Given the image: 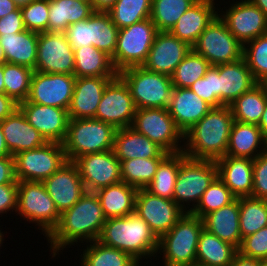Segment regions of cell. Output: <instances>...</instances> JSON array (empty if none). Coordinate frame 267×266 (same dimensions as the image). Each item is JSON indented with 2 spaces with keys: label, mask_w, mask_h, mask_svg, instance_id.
<instances>
[{
  "label": "cell",
  "mask_w": 267,
  "mask_h": 266,
  "mask_svg": "<svg viewBox=\"0 0 267 266\" xmlns=\"http://www.w3.org/2000/svg\"><path fill=\"white\" fill-rule=\"evenodd\" d=\"M75 80V75L33 71L27 101L68 110Z\"/></svg>",
  "instance_id": "cell-15"
},
{
  "label": "cell",
  "mask_w": 267,
  "mask_h": 266,
  "mask_svg": "<svg viewBox=\"0 0 267 266\" xmlns=\"http://www.w3.org/2000/svg\"><path fill=\"white\" fill-rule=\"evenodd\" d=\"M0 123L6 146L13 157L22 151L33 150L47 143L19 108Z\"/></svg>",
  "instance_id": "cell-23"
},
{
  "label": "cell",
  "mask_w": 267,
  "mask_h": 266,
  "mask_svg": "<svg viewBox=\"0 0 267 266\" xmlns=\"http://www.w3.org/2000/svg\"><path fill=\"white\" fill-rule=\"evenodd\" d=\"M16 215L29 223H34L47 237L58 225L60 213L47 193L43 182L18 181Z\"/></svg>",
  "instance_id": "cell-8"
},
{
  "label": "cell",
  "mask_w": 267,
  "mask_h": 266,
  "mask_svg": "<svg viewBox=\"0 0 267 266\" xmlns=\"http://www.w3.org/2000/svg\"><path fill=\"white\" fill-rule=\"evenodd\" d=\"M93 12L90 1L49 0L48 31L64 33L69 25L88 19Z\"/></svg>",
  "instance_id": "cell-33"
},
{
  "label": "cell",
  "mask_w": 267,
  "mask_h": 266,
  "mask_svg": "<svg viewBox=\"0 0 267 266\" xmlns=\"http://www.w3.org/2000/svg\"><path fill=\"white\" fill-rule=\"evenodd\" d=\"M0 45L7 63L22 65L35 70L38 33L24 30L20 33L0 35Z\"/></svg>",
  "instance_id": "cell-31"
},
{
  "label": "cell",
  "mask_w": 267,
  "mask_h": 266,
  "mask_svg": "<svg viewBox=\"0 0 267 266\" xmlns=\"http://www.w3.org/2000/svg\"><path fill=\"white\" fill-rule=\"evenodd\" d=\"M14 160L16 180L36 182H43L68 161L63 145L57 142L22 151Z\"/></svg>",
  "instance_id": "cell-12"
},
{
  "label": "cell",
  "mask_w": 267,
  "mask_h": 266,
  "mask_svg": "<svg viewBox=\"0 0 267 266\" xmlns=\"http://www.w3.org/2000/svg\"><path fill=\"white\" fill-rule=\"evenodd\" d=\"M264 152V134L258 125L234 121L226 155L254 160Z\"/></svg>",
  "instance_id": "cell-30"
},
{
  "label": "cell",
  "mask_w": 267,
  "mask_h": 266,
  "mask_svg": "<svg viewBox=\"0 0 267 266\" xmlns=\"http://www.w3.org/2000/svg\"><path fill=\"white\" fill-rule=\"evenodd\" d=\"M18 8L13 0H0V18H3L12 11H16Z\"/></svg>",
  "instance_id": "cell-59"
},
{
  "label": "cell",
  "mask_w": 267,
  "mask_h": 266,
  "mask_svg": "<svg viewBox=\"0 0 267 266\" xmlns=\"http://www.w3.org/2000/svg\"><path fill=\"white\" fill-rule=\"evenodd\" d=\"M191 49L188 43L180 40L170 31L158 32L142 67L171 77Z\"/></svg>",
  "instance_id": "cell-19"
},
{
  "label": "cell",
  "mask_w": 267,
  "mask_h": 266,
  "mask_svg": "<svg viewBox=\"0 0 267 266\" xmlns=\"http://www.w3.org/2000/svg\"><path fill=\"white\" fill-rule=\"evenodd\" d=\"M135 112L130 89L117 75L105 87L94 119L110 124L116 130L123 129L131 127Z\"/></svg>",
  "instance_id": "cell-13"
},
{
  "label": "cell",
  "mask_w": 267,
  "mask_h": 266,
  "mask_svg": "<svg viewBox=\"0 0 267 266\" xmlns=\"http://www.w3.org/2000/svg\"><path fill=\"white\" fill-rule=\"evenodd\" d=\"M33 71L22 65L7 62L3 64L5 94L18 104L28 98Z\"/></svg>",
  "instance_id": "cell-44"
},
{
  "label": "cell",
  "mask_w": 267,
  "mask_h": 266,
  "mask_svg": "<svg viewBox=\"0 0 267 266\" xmlns=\"http://www.w3.org/2000/svg\"><path fill=\"white\" fill-rule=\"evenodd\" d=\"M239 1L232 0L233 3H230L229 8L226 11H219L218 15L226 23L232 35L244 45L267 33V18L250 0Z\"/></svg>",
  "instance_id": "cell-18"
},
{
  "label": "cell",
  "mask_w": 267,
  "mask_h": 266,
  "mask_svg": "<svg viewBox=\"0 0 267 266\" xmlns=\"http://www.w3.org/2000/svg\"><path fill=\"white\" fill-rule=\"evenodd\" d=\"M43 183L60 214L71 208L86 192L78 167L72 161H67Z\"/></svg>",
  "instance_id": "cell-21"
},
{
  "label": "cell",
  "mask_w": 267,
  "mask_h": 266,
  "mask_svg": "<svg viewBox=\"0 0 267 266\" xmlns=\"http://www.w3.org/2000/svg\"><path fill=\"white\" fill-rule=\"evenodd\" d=\"M138 189L121 181L95 192L106 219L124 217L135 213Z\"/></svg>",
  "instance_id": "cell-32"
},
{
  "label": "cell",
  "mask_w": 267,
  "mask_h": 266,
  "mask_svg": "<svg viewBox=\"0 0 267 266\" xmlns=\"http://www.w3.org/2000/svg\"><path fill=\"white\" fill-rule=\"evenodd\" d=\"M26 30L23 22L21 9L8 13L0 18V35H9L10 33H20Z\"/></svg>",
  "instance_id": "cell-54"
},
{
  "label": "cell",
  "mask_w": 267,
  "mask_h": 266,
  "mask_svg": "<svg viewBox=\"0 0 267 266\" xmlns=\"http://www.w3.org/2000/svg\"><path fill=\"white\" fill-rule=\"evenodd\" d=\"M261 260L251 257H246L240 252H237L234 256L233 262L230 266H259Z\"/></svg>",
  "instance_id": "cell-57"
},
{
  "label": "cell",
  "mask_w": 267,
  "mask_h": 266,
  "mask_svg": "<svg viewBox=\"0 0 267 266\" xmlns=\"http://www.w3.org/2000/svg\"><path fill=\"white\" fill-rule=\"evenodd\" d=\"M243 58L255 80L262 83L267 78V33L243 45Z\"/></svg>",
  "instance_id": "cell-47"
},
{
  "label": "cell",
  "mask_w": 267,
  "mask_h": 266,
  "mask_svg": "<svg viewBox=\"0 0 267 266\" xmlns=\"http://www.w3.org/2000/svg\"><path fill=\"white\" fill-rule=\"evenodd\" d=\"M259 266H267V261H261Z\"/></svg>",
  "instance_id": "cell-69"
},
{
  "label": "cell",
  "mask_w": 267,
  "mask_h": 266,
  "mask_svg": "<svg viewBox=\"0 0 267 266\" xmlns=\"http://www.w3.org/2000/svg\"><path fill=\"white\" fill-rule=\"evenodd\" d=\"M74 49L62 32L38 33L35 70L42 73L74 75Z\"/></svg>",
  "instance_id": "cell-14"
},
{
  "label": "cell",
  "mask_w": 267,
  "mask_h": 266,
  "mask_svg": "<svg viewBox=\"0 0 267 266\" xmlns=\"http://www.w3.org/2000/svg\"><path fill=\"white\" fill-rule=\"evenodd\" d=\"M239 214V198H236L230 204L205 215L202 218L204 229L239 249L242 243Z\"/></svg>",
  "instance_id": "cell-29"
},
{
  "label": "cell",
  "mask_w": 267,
  "mask_h": 266,
  "mask_svg": "<svg viewBox=\"0 0 267 266\" xmlns=\"http://www.w3.org/2000/svg\"><path fill=\"white\" fill-rule=\"evenodd\" d=\"M217 177L218 169L214 160L192 159L181 151L180 167L174 187V202L185 212L192 211Z\"/></svg>",
  "instance_id": "cell-5"
},
{
  "label": "cell",
  "mask_w": 267,
  "mask_h": 266,
  "mask_svg": "<svg viewBox=\"0 0 267 266\" xmlns=\"http://www.w3.org/2000/svg\"><path fill=\"white\" fill-rule=\"evenodd\" d=\"M164 158H133L120 161L122 181L137 189H145L153 180Z\"/></svg>",
  "instance_id": "cell-40"
},
{
  "label": "cell",
  "mask_w": 267,
  "mask_h": 266,
  "mask_svg": "<svg viewBox=\"0 0 267 266\" xmlns=\"http://www.w3.org/2000/svg\"><path fill=\"white\" fill-rule=\"evenodd\" d=\"M20 9L26 30L36 33L48 31L49 0H34Z\"/></svg>",
  "instance_id": "cell-48"
},
{
  "label": "cell",
  "mask_w": 267,
  "mask_h": 266,
  "mask_svg": "<svg viewBox=\"0 0 267 266\" xmlns=\"http://www.w3.org/2000/svg\"><path fill=\"white\" fill-rule=\"evenodd\" d=\"M214 1L215 0H197L178 19L170 32L192 47L200 34L218 15V11L220 10L218 8L219 4ZM216 4L217 7L215 6Z\"/></svg>",
  "instance_id": "cell-26"
},
{
  "label": "cell",
  "mask_w": 267,
  "mask_h": 266,
  "mask_svg": "<svg viewBox=\"0 0 267 266\" xmlns=\"http://www.w3.org/2000/svg\"><path fill=\"white\" fill-rule=\"evenodd\" d=\"M113 151L120 161L133 158H165L169 154L132 127L116 130Z\"/></svg>",
  "instance_id": "cell-28"
},
{
  "label": "cell",
  "mask_w": 267,
  "mask_h": 266,
  "mask_svg": "<svg viewBox=\"0 0 267 266\" xmlns=\"http://www.w3.org/2000/svg\"><path fill=\"white\" fill-rule=\"evenodd\" d=\"M4 156H12V155L10 154L6 146L4 135L2 132V128H1V123H0V157H4Z\"/></svg>",
  "instance_id": "cell-60"
},
{
  "label": "cell",
  "mask_w": 267,
  "mask_h": 266,
  "mask_svg": "<svg viewBox=\"0 0 267 266\" xmlns=\"http://www.w3.org/2000/svg\"><path fill=\"white\" fill-rule=\"evenodd\" d=\"M131 127L167 153H178L183 150V133L176 127L168 109H136Z\"/></svg>",
  "instance_id": "cell-10"
},
{
  "label": "cell",
  "mask_w": 267,
  "mask_h": 266,
  "mask_svg": "<svg viewBox=\"0 0 267 266\" xmlns=\"http://www.w3.org/2000/svg\"><path fill=\"white\" fill-rule=\"evenodd\" d=\"M254 5H256L260 10L263 11L267 18V0H250Z\"/></svg>",
  "instance_id": "cell-62"
},
{
  "label": "cell",
  "mask_w": 267,
  "mask_h": 266,
  "mask_svg": "<svg viewBox=\"0 0 267 266\" xmlns=\"http://www.w3.org/2000/svg\"><path fill=\"white\" fill-rule=\"evenodd\" d=\"M117 0H90L94 11L107 12Z\"/></svg>",
  "instance_id": "cell-58"
},
{
  "label": "cell",
  "mask_w": 267,
  "mask_h": 266,
  "mask_svg": "<svg viewBox=\"0 0 267 266\" xmlns=\"http://www.w3.org/2000/svg\"><path fill=\"white\" fill-rule=\"evenodd\" d=\"M6 63V57L4 54V50L2 48V46L0 45V65Z\"/></svg>",
  "instance_id": "cell-65"
},
{
  "label": "cell",
  "mask_w": 267,
  "mask_h": 266,
  "mask_svg": "<svg viewBox=\"0 0 267 266\" xmlns=\"http://www.w3.org/2000/svg\"><path fill=\"white\" fill-rule=\"evenodd\" d=\"M233 122L230 106L213 107L183 134L182 151L192 159L216 161L226 156Z\"/></svg>",
  "instance_id": "cell-2"
},
{
  "label": "cell",
  "mask_w": 267,
  "mask_h": 266,
  "mask_svg": "<svg viewBox=\"0 0 267 266\" xmlns=\"http://www.w3.org/2000/svg\"><path fill=\"white\" fill-rule=\"evenodd\" d=\"M135 213L147 222L159 239L177 223L185 211L174 200L152 195L146 189H138Z\"/></svg>",
  "instance_id": "cell-17"
},
{
  "label": "cell",
  "mask_w": 267,
  "mask_h": 266,
  "mask_svg": "<svg viewBox=\"0 0 267 266\" xmlns=\"http://www.w3.org/2000/svg\"><path fill=\"white\" fill-rule=\"evenodd\" d=\"M106 220L98 196L95 192H85L78 202L60 214L58 225L46 237L52 257L77 242L97 240Z\"/></svg>",
  "instance_id": "cell-1"
},
{
  "label": "cell",
  "mask_w": 267,
  "mask_h": 266,
  "mask_svg": "<svg viewBox=\"0 0 267 266\" xmlns=\"http://www.w3.org/2000/svg\"><path fill=\"white\" fill-rule=\"evenodd\" d=\"M75 77H116L111 57L92 45L74 48Z\"/></svg>",
  "instance_id": "cell-34"
},
{
  "label": "cell",
  "mask_w": 267,
  "mask_h": 266,
  "mask_svg": "<svg viewBox=\"0 0 267 266\" xmlns=\"http://www.w3.org/2000/svg\"><path fill=\"white\" fill-rule=\"evenodd\" d=\"M265 152H267V133L264 135Z\"/></svg>",
  "instance_id": "cell-67"
},
{
  "label": "cell",
  "mask_w": 267,
  "mask_h": 266,
  "mask_svg": "<svg viewBox=\"0 0 267 266\" xmlns=\"http://www.w3.org/2000/svg\"><path fill=\"white\" fill-rule=\"evenodd\" d=\"M97 241L105 246L122 250L138 263L158 257L155 256L158 251V238L150 230L147 222L136 213L108 218Z\"/></svg>",
  "instance_id": "cell-3"
},
{
  "label": "cell",
  "mask_w": 267,
  "mask_h": 266,
  "mask_svg": "<svg viewBox=\"0 0 267 266\" xmlns=\"http://www.w3.org/2000/svg\"><path fill=\"white\" fill-rule=\"evenodd\" d=\"M210 66L205 57L191 49L171 76L173 87L189 88L197 79L205 76Z\"/></svg>",
  "instance_id": "cell-45"
},
{
  "label": "cell",
  "mask_w": 267,
  "mask_h": 266,
  "mask_svg": "<svg viewBox=\"0 0 267 266\" xmlns=\"http://www.w3.org/2000/svg\"><path fill=\"white\" fill-rule=\"evenodd\" d=\"M13 1L19 8H21V7L26 6L27 4L31 3L34 0H13Z\"/></svg>",
  "instance_id": "cell-64"
},
{
  "label": "cell",
  "mask_w": 267,
  "mask_h": 266,
  "mask_svg": "<svg viewBox=\"0 0 267 266\" xmlns=\"http://www.w3.org/2000/svg\"><path fill=\"white\" fill-rule=\"evenodd\" d=\"M118 75L128 85L136 109L168 108L174 89L170 76L142 66L125 68Z\"/></svg>",
  "instance_id": "cell-7"
},
{
  "label": "cell",
  "mask_w": 267,
  "mask_h": 266,
  "mask_svg": "<svg viewBox=\"0 0 267 266\" xmlns=\"http://www.w3.org/2000/svg\"><path fill=\"white\" fill-rule=\"evenodd\" d=\"M189 88L212 107L223 106L219 101L218 68L216 66H210L205 76L197 79Z\"/></svg>",
  "instance_id": "cell-49"
},
{
  "label": "cell",
  "mask_w": 267,
  "mask_h": 266,
  "mask_svg": "<svg viewBox=\"0 0 267 266\" xmlns=\"http://www.w3.org/2000/svg\"><path fill=\"white\" fill-rule=\"evenodd\" d=\"M251 197L267 200V152L253 160V189Z\"/></svg>",
  "instance_id": "cell-51"
},
{
  "label": "cell",
  "mask_w": 267,
  "mask_h": 266,
  "mask_svg": "<svg viewBox=\"0 0 267 266\" xmlns=\"http://www.w3.org/2000/svg\"><path fill=\"white\" fill-rule=\"evenodd\" d=\"M115 77H76L68 109L70 119L95 118L107 84Z\"/></svg>",
  "instance_id": "cell-22"
},
{
  "label": "cell",
  "mask_w": 267,
  "mask_h": 266,
  "mask_svg": "<svg viewBox=\"0 0 267 266\" xmlns=\"http://www.w3.org/2000/svg\"><path fill=\"white\" fill-rule=\"evenodd\" d=\"M74 163L78 167L86 192H96L122 181L120 160L113 150L85 154Z\"/></svg>",
  "instance_id": "cell-16"
},
{
  "label": "cell",
  "mask_w": 267,
  "mask_h": 266,
  "mask_svg": "<svg viewBox=\"0 0 267 266\" xmlns=\"http://www.w3.org/2000/svg\"><path fill=\"white\" fill-rule=\"evenodd\" d=\"M238 252L246 257L267 261V226L244 237Z\"/></svg>",
  "instance_id": "cell-50"
},
{
  "label": "cell",
  "mask_w": 267,
  "mask_h": 266,
  "mask_svg": "<svg viewBox=\"0 0 267 266\" xmlns=\"http://www.w3.org/2000/svg\"><path fill=\"white\" fill-rule=\"evenodd\" d=\"M116 129L94 118L70 119L66 137L62 143L68 161L89 154L114 148Z\"/></svg>",
  "instance_id": "cell-6"
},
{
  "label": "cell",
  "mask_w": 267,
  "mask_h": 266,
  "mask_svg": "<svg viewBox=\"0 0 267 266\" xmlns=\"http://www.w3.org/2000/svg\"><path fill=\"white\" fill-rule=\"evenodd\" d=\"M0 227H1V226H0ZM1 231H2V230H0V247L3 246V245H2V244H3V240L5 239V238H4V235H3L4 233H3V231H2V232H1Z\"/></svg>",
  "instance_id": "cell-66"
},
{
  "label": "cell",
  "mask_w": 267,
  "mask_h": 266,
  "mask_svg": "<svg viewBox=\"0 0 267 266\" xmlns=\"http://www.w3.org/2000/svg\"><path fill=\"white\" fill-rule=\"evenodd\" d=\"M239 225L242 239L267 226V200L239 198Z\"/></svg>",
  "instance_id": "cell-41"
},
{
  "label": "cell",
  "mask_w": 267,
  "mask_h": 266,
  "mask_svg": "<svg viewBox=\"0 0 267 266\" xmlns=\"http://www.w3.org/2000/svg\"><path fill=\"white\" fill-rule=\"evenodd\" d=\"M236 197L229 188L217 177L201 196L191 214L203 218L208 213L218 210L233 202Z\"/></svg>",
  "instance_id": "cell-46"
},
{
  "label": "cell",
  "mask_w": 267,
  "mask_h": 266,
  "mask_svg": "<svg viewBox=\"0 0 267 266\" xmlns=\"http://www.w3.org/2000/svg\"><path fill=\"white\" fill-rule=\"evenodd\" d=\"M158 30L150 18L119 29L117 46L111 61L119 73L125 68L142 66Z\"/></svg>",
  "instance_id": "cell-9"
},
{
  "label": "cell",
  "mask_w": 267,
  "mask_h": 266,
  "mask_svg": "<svg viewBox=\"0 0 267 266\" xmlns=\"http://www.w3.org/2000/svg\"><path fill=\"white\" fill-rule=\"evenodd\" d=\"M261 84L264 86L267 93V78Z\"/></svg>",
  "instance_id": "cell-68"
},
{
  "label": "cell",
  "mask_w": 267,
  "mask_h": 266,
  "mask_svg": "<svg viewBox=\"0 0 267 266\" xmlns=\"http://www.w3.org/2000/svg\"><path fill=\"white\" fill-rule=\"evenodd\" d=\"M88 243L80 256L81 266H141L122 250L105 246L97 240Z\"/></svg>",
  "instance_id": "cell-37"
},
{
  "label": "cell",
  "mask_w": 267,
  "mask_h": 266,
  "mask_svg": "<svg viewBox=\"0 0 267 266\" xmlns=\"http://www.w3.org/2000/svg\"><path fill=\"white\" fill-rule=\"evenodd\" d=\"M180 167V152L169 153L160 163L152 182L145 188L152 195L173 200Z\"/></svg>",
  "instance_id": "cell-38"
},
{
  "label": "cell",
  "mask_w": 267,
  "mask_h": 266,
  "mask_svg": "<svg viewBox=\"0 0 267 266\" xmlns=\"http://www.w3.org/2000/svg\"><path fill=\"white\" fill-rule=\"evenodd\" d=\"M258 127L262 130V133L264 135L267 133V103L262 114L261 120L258 124Z\"/></svg>",
  "instance_id": "cell-61"
},
{
  "label": "cell",
  "mask_w": 267,
  "mask_h": 266,
  "mask_svg": "<svg viewBox=\"0 0 267 266\" xmlns=\"http://www.w3.org/2000/svg\"><path fill=\"white\" fill-rule=\"evenodd\" d=\"M64 33L73 49L92 45L90 17L69 25Z\"/></svg>",
  "instance_id": "cell-52"
},
{
  "label": "cell",
  "mask_w": 267,
  "mask_h": 266,
  "mask_svg": "<svg viewBox=\"0 0 267 266\" xmlns=\"http://www.w3.org/2000/svg\"><path fill=\"white\" fill-rule=\"evenodd\" d=\"M212 108L190 88L174 87L167 109L176 127L184 134Z\"/></svg>",
  "instance_id": "cell-24"
},
{
  "label": "cell",
  "mask_w": 267,
  "mask_h": 266,
  "mask_svg": "<svg viewBox=\"0 0 267 266\" xmlns=\"http://www.w3.org/2000/svg\"><path fill=\"white\" fill-rule=\"evenodd\" d=\"M203 228L201 218L185 212L177 223L158 239L157 255H163V266L196 265L197 246Z\"/></svg>",
  "instance_id": "cell-4"
},
{
  "label": "cell",
  "mask_w": 267,
  "mask_h": 266,
  "mask_svg": "<svg viewBox=\"0 0 267 266\" xmlns=\"http://www.w3.org/2000/svg\"><path fill=\"white\" fill-rule=\"evenodd\" d=\"M197 0H152L150 19L158 32H169Z\"/></svg>",
  "instance_id": "cell-43"
},
{
  "label": "cell",
  "mask_w": 267,
  "mask_h": 266,
  "mask_svg": "<svg viewBox=\"0 0 267 266\" xmlns=\"http://www.w3.org/2000/svg\"><path fill=\"white\" fill-rule=\"evenodd\" d=\"M219 179L236 198L251 197L253 189V160L224 156L215 161Z\"/></svg>",
  "instance_id": "cell-27"
},
{
  "label": "cell",
  "mask_w": 267,
  "mask_h": 266,
  "mask_svg": "<svg viewBox=\"0 0 267 266\" xmlns=\"http://www.w3.org/2000/svg\"><path fill=\"white\" fill-rule=\"evenodd\" d=\"M18 108L47 142L63 143L69 123L68 110L23 101Z\"/></svg>",
  "instance_id": "cell-20"
},
{
  "label": "cell",
  "mask_w": 267,
  "mask_h": 266,
  "mask_svg": "<svg viewBox=\"0 0 267 266\" xmlns=\"http://www.w3.org/2000/svg\"><path fill=\"white\" fill-rule=\"evenodd\" d=\"M267 103V93L261 83L244 92L229 106L234 121L258 125Z\"/></svg>",
  "instance_id": "cell-36"
},
{
  "label": "cell",
  "mask_w": 267,
  "mask_h": 266,
  "mask_svg": "<svg viewBox=\"0 0 267 266\" xmlns=\"http://www.w3.org/2000/svg\"><path fill=\"white\" fill-rule=\"evenodd\" d=\"M237 252L235 246L222 241L203 228L197 246L196 265L230 266Z\"/></svg>",
  "instance_id": "cell-35"
},
{
  "label": "cell",
  "mask_w": 267,
  "mask_h": 266,
  "mask_svg": "<svg viewBox=\"0 0 267 266\" xmlns=\"http://www.w3.org/2000/svg\"><path fill=\"white\" fill-rule=\"evenodd\" d=\"M216 67L218 68L219 101L223 105L229 106L244 92L258 84L244 58Z\"/></svg>",
  "instance_id": "cell-25"
},
{
  "label": "cell",
  "mask_w": 267,
  "mask_h": 266,
  "mask_svg": "<svg viewBox=\"0 0 267 266\" xmlns=\"http://www.w3.org/2000/svg\"><path fill=\"white\" fill-rule=\"evenodd\" d=\"M152 0H117L107 11L112 22L119 28L150 18Z\"/></svg>",
  "instance_id": "cell-42"
},
{
  "label": "cell",
  "mask_w": 267,
  "mask_h": 266,
  "mask_svg": "<svg viewBox=\"0 0 267 266\" xmlns=\"http://www.w3.org/2000/svg\"><path fill=\"white\" fill-rule=\"evenodd\" d=\"M3 64L0 65V93H5V85H4V81H3Z\"/></svg>",
  "instance_id": "cell-63"
},
{
  "label": "cell",
  "mask_w": 267,
  "mask_h": 266,
  "mask_svg": "<svg viewBox=\"0 0 267 266\" xmlns=\"http://www.w3.org/2000/svg\"><path fill=\"white\" fill-rule=\"evenodd\" d=\"M0 184H18L13 156L0 157Z\"/></svg>",
  "instance_id": "cell-55"
},
{
  "label": "cell",
  "mask_w": 267,
  "mask_h": 266,
  "mask_svg": "<svg viewBox=\"0 0 267 266\" xmlns=\"http://www.w3.org/2000/svg\"><path fill=\"white\" fill-rule=\"evenodd\" d=\"M192 49L205 57L211 66L243 58V44L232 35L219 15L200 34Z\"/></svg>",
  "instance_id": "cell-11"
},
{
  "label": "cell",
  "mask_w": 267,
  "mask_h": 266,
  "mask_svg": "<svg viewBox=\"0 0 267 266\" xmlns=\"http://www.w3.org/2000/svg\"><path fill=\"white\" fill-rule=\"evenodd\" d=\"M119 28L107 12L94 11L90 15L92 46L112 57L117 46Z\"/></svg>",
  "instance_id": "cell-39"
},
{
  "label": "cell",
  "mask_w": 267,
  "mask_h": 266,
  "mask_svg": "<svg viewBox=\"0 0 267 266\" xmlns=\"http://www.w3.org/2000/svg\"><path fill=\"white\" fill-rule=\"evenodd\" d=\"M17 196L18 184H0V217L7 211H17Z\"/></svg>",
  "instance_id": "cell-53"
},
{
  "label": "cell",
  "mask_w": 267,
  "mask_h": 266,
  "mask_svg": "<svg viewBox=\"0 0 267 266\" xmlns=\"http://www.w3.org/2000/svg\"><path fill=\"white\" fill-rule=\"evenodd\" d=\"M17 108L18 103L5 93H0V122L10 116Z\"/></svg>",
  "instance_id": "cell-56"
}]
</instances>
